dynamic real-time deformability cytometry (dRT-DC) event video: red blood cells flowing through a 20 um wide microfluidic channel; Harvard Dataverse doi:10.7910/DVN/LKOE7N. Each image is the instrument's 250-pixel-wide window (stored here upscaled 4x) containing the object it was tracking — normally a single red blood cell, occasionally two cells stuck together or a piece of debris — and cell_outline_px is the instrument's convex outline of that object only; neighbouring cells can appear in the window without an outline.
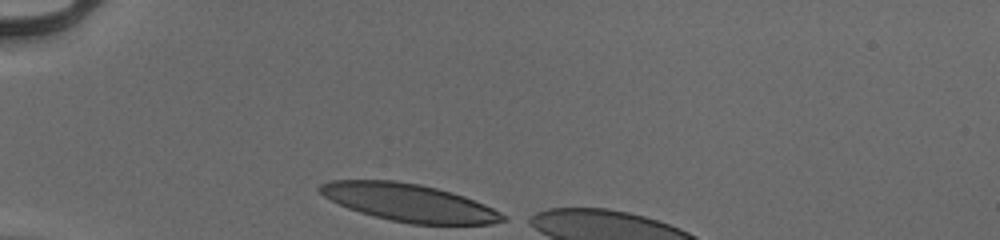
{"species": "human", "species_latin": "Homo sapiens", "temperature_condition": "cold", "stored_images_in_passage": 7, "camera_frame_rate_fps": 3000, "um_per_image_px": 0.085, "donor": {"sex": "male"}, "frame": {"image": 1, "passage_image": 1, "time_ms": 0.0, "image_size_px": [1000, 240], "cell_outline_px": [[508, 220], [492, 224], [412, 224], [392, 220], [360, 212], [348, 208], [324, 196], [316, 188], [320, 184], [332, 180], [396, 180], [420, 184], [452, 192], [464, 196], [484, 204], [508, 216]], "centroid_in_image_um": [34.79, 17.21], "position_along_channel_um": 50.2, "area_um2": 39.94}}
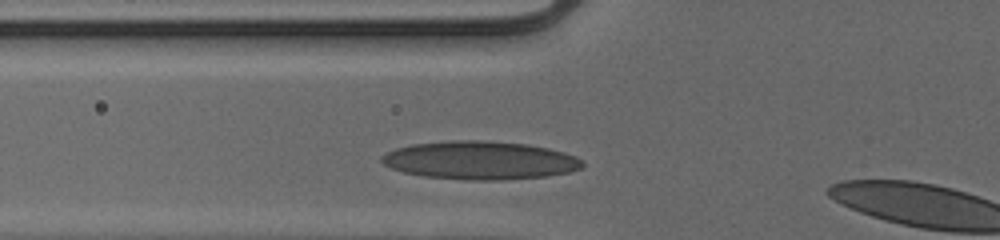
{"frame": {"image": 2, "passage_image": 6, "time_ms": 1.667, "image_size_px": [1000, 240], "cell_outline_px": [[584, 164], [580, 168], [568, 172], [548, 176], [500, 180], [472, 180], [424, 176], [404, 172], [392, 168], [384, 164], [380, 160], [380, 156], [396, 148], [412, 144], [452, 140], [488, 140], [528, 144], [548, 148], [564, 152], [576, 156]], "centroid_in_image_um": [40.8, 13.62], "position_along_channel_um": 85.0, "area_um2": 44.74}}